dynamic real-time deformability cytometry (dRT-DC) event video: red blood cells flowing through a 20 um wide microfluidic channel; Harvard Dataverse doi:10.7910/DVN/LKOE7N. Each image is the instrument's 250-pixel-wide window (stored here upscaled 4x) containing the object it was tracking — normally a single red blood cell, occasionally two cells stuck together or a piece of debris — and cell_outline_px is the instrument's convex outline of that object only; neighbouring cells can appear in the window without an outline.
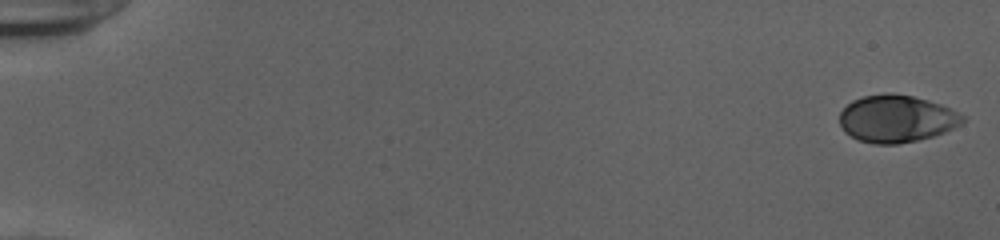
{"species": "human", "species_latin": "Homo sapiens", "temperature_condition": "cold", "stored_images_in_passage": 53, "camera_frame_rate_fps": 3000, "um_per_image_px": 0.085, "donor": {"sex": "female"}, "frame": {"image": 1, "passage_image": 1, "time_ms": 0.0, "image_size_px": [1000, 240], "cell_outline_px": [[968, 120], [944, 132], [932, 136], [916, 140], [896, 144], [876, 144], [856, 140], [844, 132], [840, 124], [840, 112], [852, 100], [864, 96], [884, 92], [892, 92], [912, 96], [928, 100], [940, 104], [964, 116]], "centroid_in_image_um": [76.17, 10.08], "position_along_channel_um": 8.8, "area_um2": 33.93}}
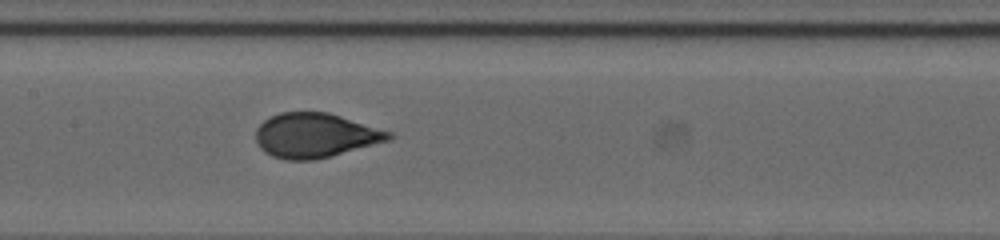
{"frame": {"image": 2, "passage_image": 28, "time_ms": 9.0, "image_size_px": [1000, 240], "cell_outline_px": [[396, 136], [392, 140], [332, 156], [316, 160], [284, 160], [272, 156], [264, 152], [260, 148], [256, 140], [256, 128], [264, 120], [280, 112], [328, 112], [392, 132]], "centroid_in_image_um": [26.82, 11.52], "position_along_channel_um": 180.6, "area_um2": 34.8}}
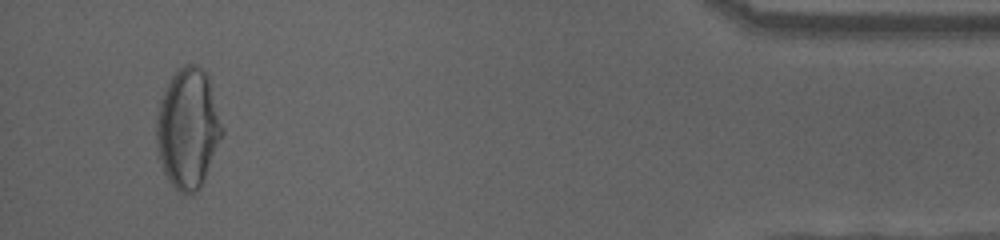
{"frame": {"image": 3, "passage_image": 51, "time_ms": 16.667, "image_size_px": [1000, 240], "cell_outline_px": [[224, 136], [204, 184], [192, 196], [188, 196], [180, 192], [168, 180], [164, 172], [156, 148], [156, 116], [160, 100], [172, 76], [184, 64], [196, 64], [208, 72], [224, 128]], "centroid_in_image_um": [16.02, 10.95], "position_along_channel_um": 419.2, "area_um2": 47.11}, "authors_computed_cell_mechanics": {"area_um2": 34.6222, "velocity_mm_per_s": 3.8986, "shape_relaxation_time_tau1_ms": 4.3964, "shape_relaxation_time_tau2_ms": null, "deformation_change_tau1": 0.18, "deformation_change_tau2": null}}